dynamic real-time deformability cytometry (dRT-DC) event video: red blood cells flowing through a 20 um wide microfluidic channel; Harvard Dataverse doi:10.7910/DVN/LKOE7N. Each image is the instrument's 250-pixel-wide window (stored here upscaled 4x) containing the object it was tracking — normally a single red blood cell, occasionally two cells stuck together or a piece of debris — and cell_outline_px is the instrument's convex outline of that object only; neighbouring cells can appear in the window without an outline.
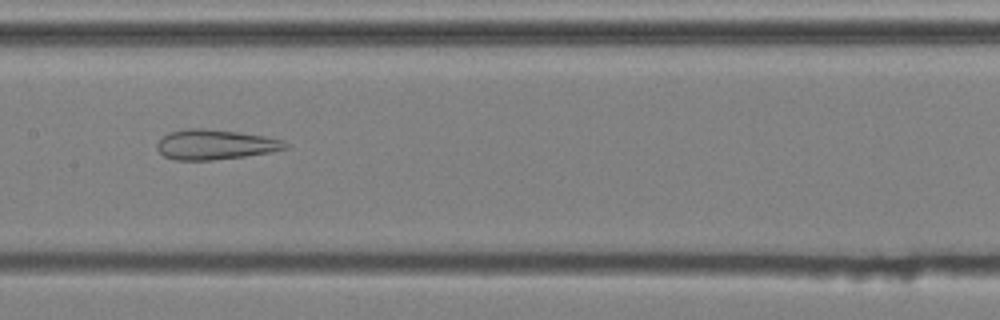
{"species": "common noctule bat (a hibernating species)", "species_latin": "Nyctalus noctula", "temperature_condition": "cold", "stored_images_in_passage": 32, "camera_frame_rate_fps": 3000, "um_per_image_px": 0.085, "animal": {"sex": "male", "body_mass_g": 20.4}, "frame": {"image": 1, "passage_image": 10, "time_ms": 3.0, "image_size_px": [1000, 320], "cell_outline_px": [[288, 148], [272, 152], [244, 156], [212, 160], [176, 160], [164, 156], [156, 148], [156, 144], [168, 132], [188, 128], [204, 128], [240, 132], [264, 136], [284, 140], [288, 144]], "centroid_in_image_um": [18.3, 12.28], "position_along_channel_um": 189.1, "area_um2": 22.48}}